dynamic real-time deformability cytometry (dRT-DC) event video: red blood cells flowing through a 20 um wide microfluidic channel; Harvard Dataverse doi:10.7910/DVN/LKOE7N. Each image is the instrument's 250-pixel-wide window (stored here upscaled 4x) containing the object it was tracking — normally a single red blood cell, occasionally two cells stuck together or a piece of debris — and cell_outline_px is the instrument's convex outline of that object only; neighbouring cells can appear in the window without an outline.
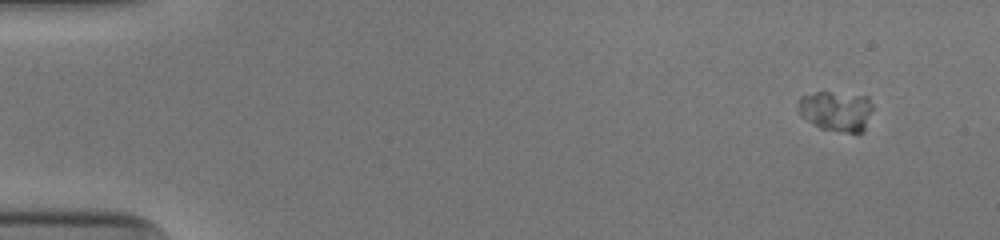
{"species": "human", "species_latin": "Homo sapiens", "temperature_condition": "cold", "stored_images_in_passage": 50, "camera_frame_rate_fps": 3000, "um_per_image_px": 0.085, "donor": {"sex": "male"}, "frame": {"image": 1, "passage_image": 1, "time_ms": 0.0, "image_size_px": [1000, 240], "cell_outline_px": [[872, 108], [864, 132], [856, 136], [820, 128], [796, 112], [796, 108], [800, 96], [816, 92], [828, 92], [868, 96], [872, 104]], "centroid_in_image_um": [71.08, 9.47], "position_along_channel_um": 13.9, "area_um2": 17.98}}
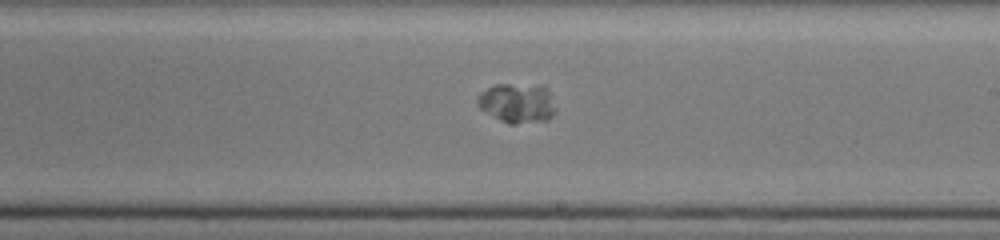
{"frame": {"image": 2, "passage_image": 29, "time_ms": 9.333, "image_size_px": [1000, 240], "cell_outline_px": [[552, 116], [548, 120], [516, 124], [508, 124], [500, 120], [480, 108], [476, 100], [476, 96], [480, 92], [496, 84], [544, 84], [548, 92], [552, 108]], "centroid_in_image_um": [43.91, 8.74], "position_along_channel_um": 245.1, "area_um2": 17.86}}
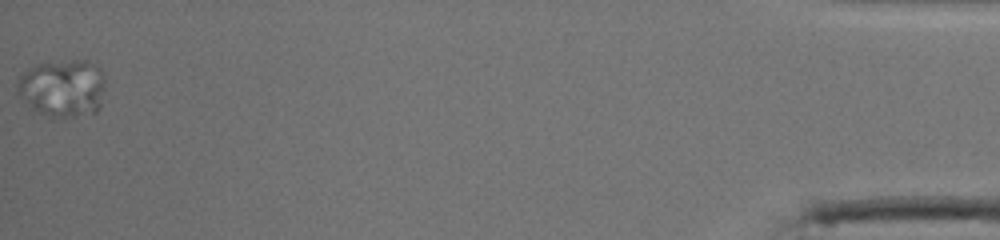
{"frame": {"image": 3, "passage_image": 50, "time_ms": 16.333, "image_size_px": [1000, 240], "cell_outline_px": [[104, 84], [100, 104], [96, 112], [64, 120], [48, 116], [32, 108], [16, 92], [16, 80], [28, 68], [40, 64], [72, 60], [88, 60], [96, 64], [104, 72]], "centroid_in_image_um": [5.33, 7.5], "position_along_channel_um": 429.9, "area_um2": 29.88}}